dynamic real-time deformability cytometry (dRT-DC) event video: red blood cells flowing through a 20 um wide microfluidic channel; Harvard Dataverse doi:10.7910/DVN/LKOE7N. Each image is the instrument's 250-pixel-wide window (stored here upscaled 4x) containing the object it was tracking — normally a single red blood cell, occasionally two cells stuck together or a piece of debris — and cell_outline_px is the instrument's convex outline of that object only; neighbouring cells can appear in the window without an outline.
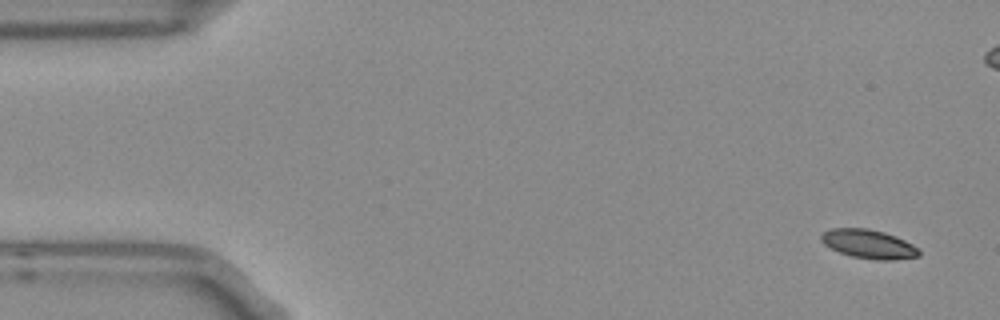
{"species": "Egyptian fruit bat (a non-hibernating species)", "species_latin": "Rousettus aegyptiacus", "temperature_condition": "room temperature", "stored_images_in_passage": 5, "camera_frame_rate_fps": 3000, "um_per_image_px": 0.085, "frame": {"image": 1, "passage_image": 1, "time_ms": 0.0, "image_size_px": [1000, 320], "cell_outline_px": [[920, 256], [892, 260], [880, 260], [852, 256], [840, 252], [824, 244], [820, 240], [820, 236], [824, 232], [832, 228], [868, 228], [884, 232], [896, 236], [912, 244], [920, 252]], "centroid_in_image_um": [73.83, 20.73], "position_along_channel_um": 11.2, "area_um2": 16.3}}